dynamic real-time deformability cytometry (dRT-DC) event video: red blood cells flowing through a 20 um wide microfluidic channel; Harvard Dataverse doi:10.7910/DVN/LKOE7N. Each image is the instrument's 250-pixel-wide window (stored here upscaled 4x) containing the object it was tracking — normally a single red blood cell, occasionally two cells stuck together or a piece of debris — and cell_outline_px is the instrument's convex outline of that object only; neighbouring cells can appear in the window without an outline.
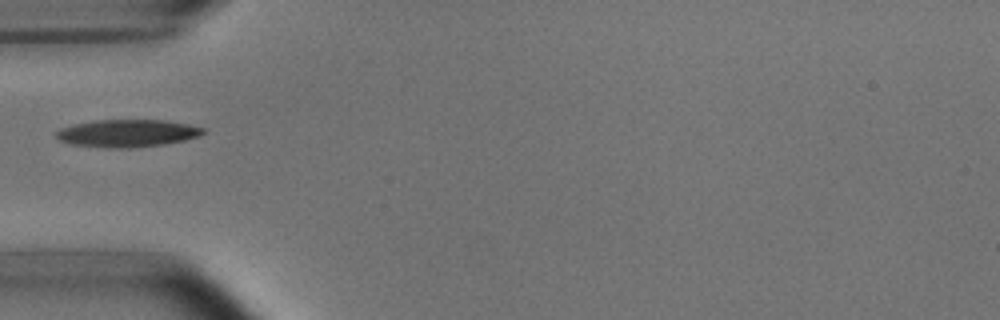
{"species": "common noctule bat (a hibernating species)", "species_latin": "Nyctalus noctula", "temperature_condition": "room temperature", "stored_images_in_passage": 5, "camera_frame_rate_fps": 3000, "um_per_image_px": 0.085, "animal": {"sex": "male", "body_mass_g": 15.6}, "frame": {"image": 1, "passage_image": 4, "time_ms": 3.667, "image_size_px": [1000, 320], "cell_outline_px": [[204, 132], [200, 136], [184, 140], [164, 144], [128, 148], [104, 148], [72, 144], [60, 140], [56, 136], [56, 132], [60, 128], [72, 124], [96, 120], [164, 120], [188, 124], [204, 128]], "centroid_in_image_um": [10.81, 11.32], "position_along_channel_um": 74.2, "area_um2": 23.52}}